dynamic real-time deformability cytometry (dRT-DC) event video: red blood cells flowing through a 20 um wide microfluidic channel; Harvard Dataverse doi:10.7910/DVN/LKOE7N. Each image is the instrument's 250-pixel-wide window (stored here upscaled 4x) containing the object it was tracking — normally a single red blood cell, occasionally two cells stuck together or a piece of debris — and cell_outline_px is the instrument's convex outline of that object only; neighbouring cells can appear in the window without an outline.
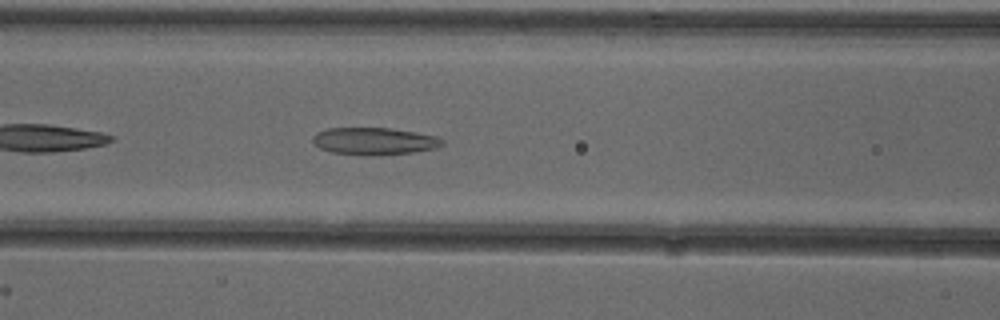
{"species": "common noctule bat (a hibernating species)", "species_latin": "Nyctalus noctula", "temperature_condition": "cold", "stored_images_in_passage": 37, "camera_frame_rate_fps": 3000, "um_per_image_px": 0.085, "animal": {"sex": "female"}, "frame": {"image": 1, "passage_image": 7, "time_ms": 2.0, "image_size_px": [1000, 320], "cell_outline_px": [[444, 144], [436, 148], [412, 152], [332, 152], [320, 148], [312, 144], [312, 136], [316, 132], [328, 128], [388, 128], [436, 136], [444, 140]], "centroid_in_image_um": [31.77, 11.94], "position_along_channel_um": 134.8, "area_um2": 19.36}}
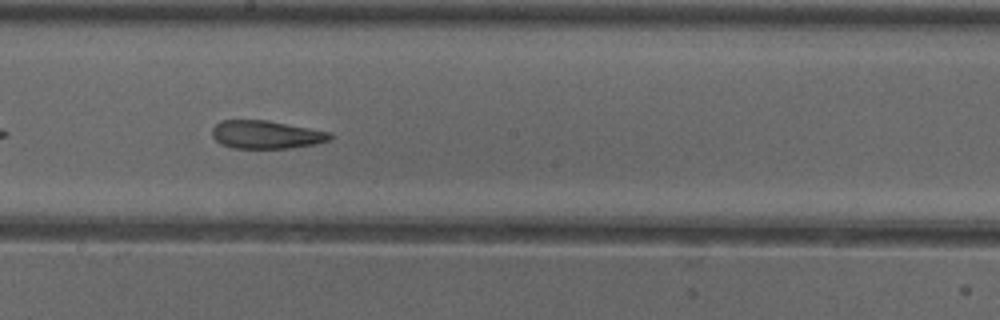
{"frame": {"image": 2, "passage_image": 14, "time_ms": 4.333, "image_size_px": [1000, 320], "cell_outline_px": [[332, 140], [316, 144], [288, 148], [232, 148], [220, 144], [212, 136], [212, 128], [220, 120], [268, 120], [328, 132], [332, 136]], "centroid_in_image_um": [22.59, 11.44], "position_along_channel_um": 225.6, "area_um2": 19.31}}
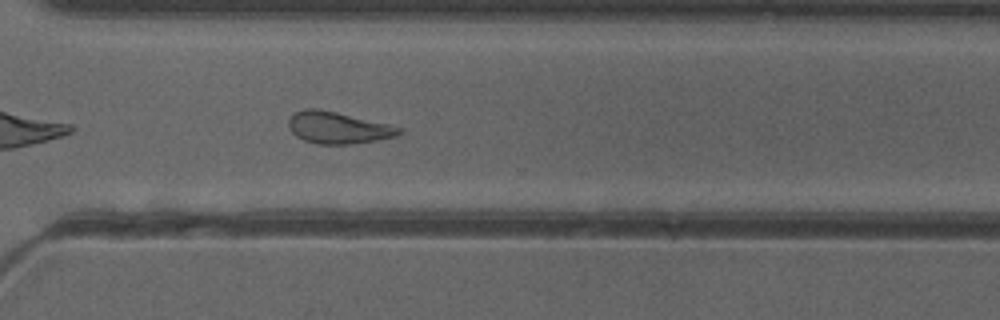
{"frame": {"image": 3, "passage_image": 23, "time_ms": 7.333, "image_size_px": [1000, 320], "cell_outline_px": [[404, 132], [396, 136], [376, 140], [352, 144], [316, 144], [304, 140], [296, 136], [288, 128], [288, 120], [296, 112], [304, 108], [316, 108], [336, 112], [388, 124], [404, 128]], "centroid_in_image_um": [28.73, 10.86], "position_along_channel_um": 341.9, "area_um2": 20.46}, "authors_computed_cell_mechanics": {"area_um2": 20.808, "velocity_mm_per_s": 3.8891, "shape_relaxation_time_tau1_ms": null, "shape_relaxation_time_tau2_ms": 2.8591, "deformation_change_tau1": null, "deformation_change_tau2": 0.1163}}